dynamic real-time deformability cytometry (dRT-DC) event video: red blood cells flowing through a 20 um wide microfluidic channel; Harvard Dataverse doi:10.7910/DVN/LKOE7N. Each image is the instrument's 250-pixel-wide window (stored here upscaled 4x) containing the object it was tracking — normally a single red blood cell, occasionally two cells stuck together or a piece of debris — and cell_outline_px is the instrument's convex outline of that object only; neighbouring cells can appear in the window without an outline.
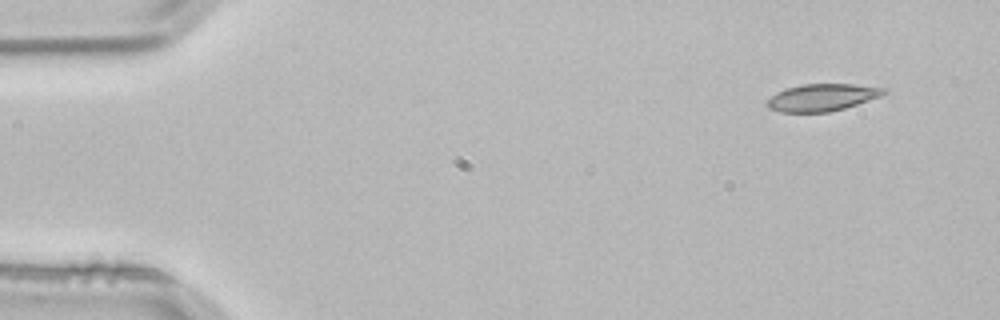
{"species": "common noctule bat (a hibernating species)", "species_latin": "Nyctalus noctula", "temperature_condition": "room temperature", "stored_images_in_passage": 3, "camera_frame_rate_fps": 3000, "um_per_image_px": 0.085, "animal": {"sex": "male", "body_mass_g": 21.5, "forearm_length_mm": 52.0}, "frame": {"image": 1, "passage_image": 1, "time_ms": 0.0, "image_size_px": [1000, 320], "cell_outline_px": [[888, 92], [880, 96], [844, 108], [828, 112], [780, 112], [768, 108], [764, 104], [776, 92], [784, 88], [800, 84], [852, 84], [888, 88]], "centroid_in_image_um": [69.85, 8.27], "position_along_channel_um": 15.2, "area_um2": 18.55}}